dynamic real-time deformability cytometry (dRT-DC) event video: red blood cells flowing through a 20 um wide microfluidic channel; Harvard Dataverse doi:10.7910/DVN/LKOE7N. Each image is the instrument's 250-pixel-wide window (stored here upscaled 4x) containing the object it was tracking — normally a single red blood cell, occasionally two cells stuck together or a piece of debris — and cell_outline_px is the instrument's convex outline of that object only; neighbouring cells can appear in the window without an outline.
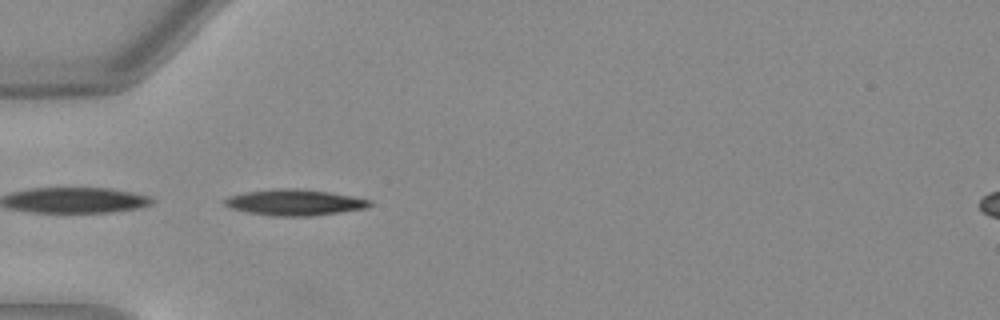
{"species": "Egyptian fruit bat (a non-hibernating species)", "species_latin": "Rousettus aegyptiacus", "temperature_condition": "warm", "stored_images_in_passage": 22, "camera_frame_rate_fps": 3000, "um_per_image_px": 0.085, "animal": {"sex": "female"}, "frame": {"image": 1, "passage_image": 1, "time_ms": 0.0, "image_size_px": [1000, 320], "cell_outline_px": [[372, 204], [368, 208], [312, 216], [272, 216], [248, 212], [232, 208], [224, 204], [224, 200], [228, 196], [244, 192], [276, 188], [296, 188], [328, 192], [352, 196], [372, 200]], "centroid_in_image_um": [25.06, 17.2], "position_along_channel_um": 59.9, "area_um2": 22.02}}